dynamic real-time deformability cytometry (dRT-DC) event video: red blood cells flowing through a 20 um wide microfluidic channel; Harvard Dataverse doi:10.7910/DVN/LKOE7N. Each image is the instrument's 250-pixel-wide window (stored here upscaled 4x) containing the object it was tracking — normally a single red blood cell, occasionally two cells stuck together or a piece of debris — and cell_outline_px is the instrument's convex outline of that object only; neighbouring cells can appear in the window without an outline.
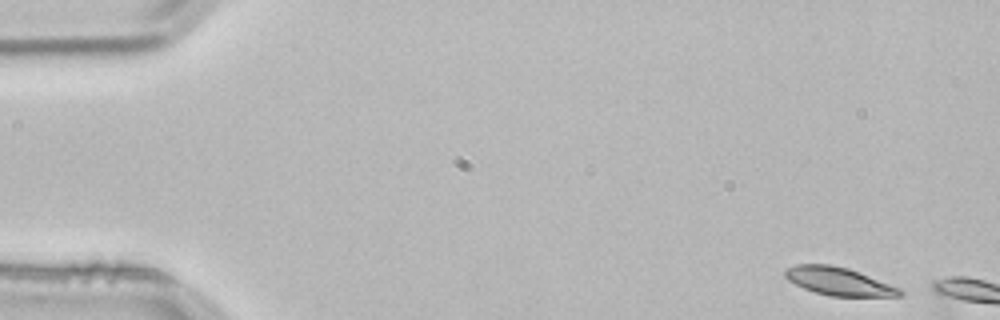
{"species": "common noctule bat (a hibernating species)", "species_latin": "Nyctalus noctula", "temperature_condition": "room temperature", "stored_images_in_passage": 2, "camera_frame_rate_fps": 3000, "um_per_image_px": 0.085, "animal": {"sex": "male", "body_mass_g": 21.5, "forearm_length_mm": 52.0}, "frame": {"image": 1, "passage_image": 1, "time_ms": 0.0, "image_size_px": [1000, 320], "cell_outline_px": [[904, 296], [832, 296], [816, 292], [804, 288], [788, 280], [784, 276], [784, 268], [796, 264], [832, 264], [848, 268], [860, 272], [900, 288], [904, 292]], "centroid_in_image_um": [71.29, 23.9], "position_along_channel_um": 13.7, "area_um2": 18.79}}